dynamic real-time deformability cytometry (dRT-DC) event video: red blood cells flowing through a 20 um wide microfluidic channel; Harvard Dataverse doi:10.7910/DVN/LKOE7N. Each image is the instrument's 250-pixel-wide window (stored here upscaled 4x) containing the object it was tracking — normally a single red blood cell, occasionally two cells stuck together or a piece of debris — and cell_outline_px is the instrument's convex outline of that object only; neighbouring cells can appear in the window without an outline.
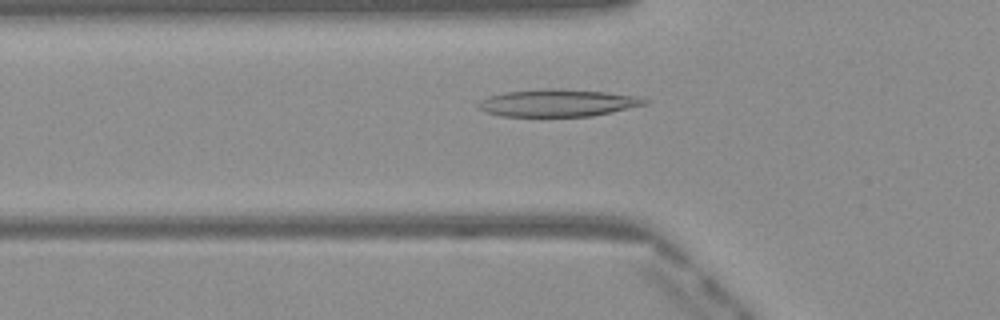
{"species": "Egyptian fruit bat (a non-hibernating species)", "species_latin": "Rousettus aegyptiacus", "temperature_condition": "warm", "stored_images_in_passage": 49, "camera_frame_rate_fps": 3000, "um_per_image_px": 0.085, "frame": {"image": 1, "passage_image": 17, "time_ms": 5.333, "image_size_px": [1000, 320], "cell_outline_px": [[652, 100], [648, 104], [592, 116], [500, 116], [484, 112], [476, 104], [480, 100], [488, 96], [504, 92], [548, 88], [556, 88], [604, 92], [632, 96]], "centroid_in_image_um": [47.37, 8.75], "position_along_channel_um": 78.4, "area_um2": 26.41}}
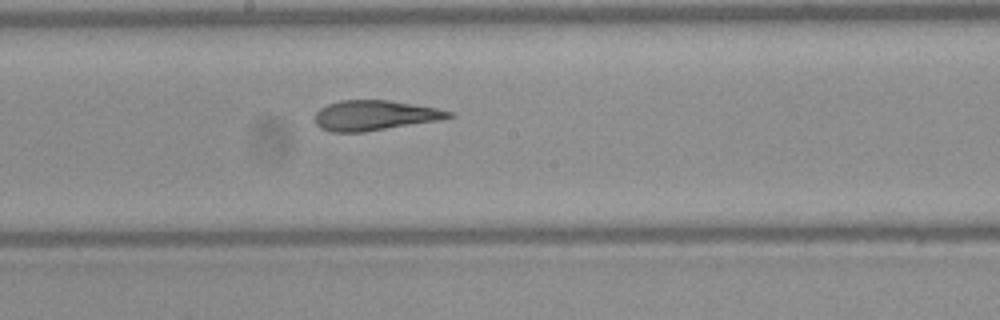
{"frame": {"image": 2, "passage_image": 27, "time_ms": 8.667, "image_size_px": [1000, 320], "cell_outline_px": [[452, 116], [444, 120], [364, 132], [332, 132], [320, 128], [316, 124], [316, 112], [320, 108], [328, 104], [340, 100], [388, 100], [436, 108], [452, 112]], "centroid_in_image_um": [31.86, 9.82], "position_along_channel_um": 216.3, "area_um2": 23.47}}
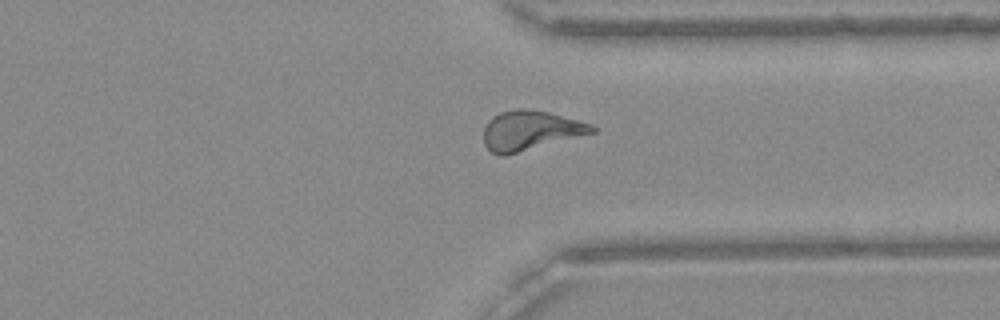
{"frame": {"image": 3, "passage_image": 38, "time_ms": 12.333, "image_size_px": [1000, 320], "cell_outline_px": [[596, 132], [504, 156], [500, 156], [492, 152], [484, 144], [484, 128], [488, 120], [492, 116], [500, 112], [516, 108], [524, 108], [548, 112], [576, 120], [588, 124], [596, 128]], "centroid_in_image_um": [45.03, 11.09], "position_along_channel_um": 366.4, "area_um2": 24.74}, "authors_computed_cell_mechanics": {"area_um2": 24.7384, "velocity_mm_per_s": 4.0997, "shape_relaxation_time_tau1_ms": null, "shape_relaxation_time_tau2_ms": 1.9798, "deformation_change_tau1": null, "deformation_change_tau2": 0.1179}}